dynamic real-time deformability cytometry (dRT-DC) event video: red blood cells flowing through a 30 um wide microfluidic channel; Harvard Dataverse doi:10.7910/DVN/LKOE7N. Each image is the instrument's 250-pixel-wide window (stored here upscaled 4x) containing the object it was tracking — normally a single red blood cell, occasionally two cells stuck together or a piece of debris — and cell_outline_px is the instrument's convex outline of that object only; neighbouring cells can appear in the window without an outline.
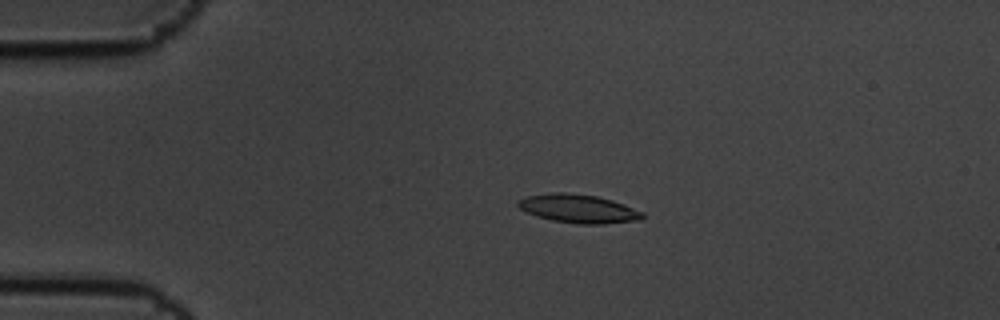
{"species": "common noctule bat (a hibernating species)", "species_latin": "Nyctalus noctula", "temperature_condition": "cold", "stored_images_in_passage": 10, "camera_frame_rate_fps": 3000, "um_per_image_px": 0.085, "animal": {"sex": "male", "body_mass_g": 19.5, "forearm_length_mm": 54.6}, "frame": {"image": 1, "passage_image": 4, "time_ms": 1.0, "image_size_px": [1000, 320], "cell_outline_px": [[644, 216], [640, 220], [604, 224], [576, 224], [552, 220], [536, 216], [524, 212], [516, 204], [516, 200], [524, 196], [552, 192], [564, 192], [596, 196], [612, 200], [624, 204], [644, 212]], "centroid_in_image_um": [49.12, 17.73], "position_along_channel_um": 35.9, "area_um2": 20.98}}
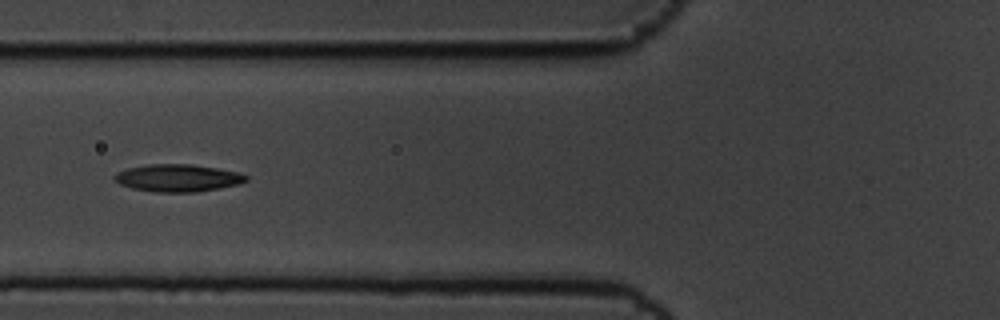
{"frame": {"image": 2, "passage_image": 7, "time_ms": 2.0, "image_size_px": [1000, 320], "cell_outline_px": [[248, 180], [240, 184], [196, 192], [156, 192], [132, 188], [120, 184], [112, 180], [112, 176], [116, 172], [128, 168], [148, 164], [192, 164], [216, 168], [236, 172], [248, 176]], "centroid_in_image_um": [15.07, 15.12], "position_along_channel_um": 110.7, "area_um2": 21.04}}
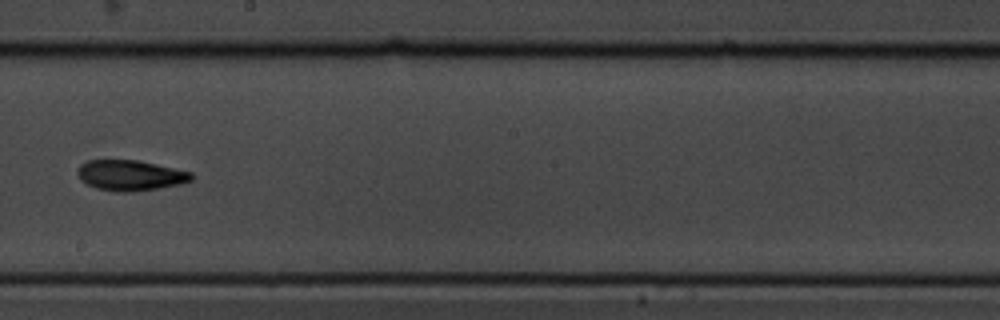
{"frame": {"image": 3, "passage_image": 10, "time_ms": 3.0, "image_size_px": [1000, 320], "cell_outline_px": [[192, 180], [180, 184], [132, 192], [116, 192], [96, 188], [80, 180], [76, 172], [80, 164], [88, 160], [136, 160], [156, 164], [192, 172]], "centroid_in_image_um": [11.04, 14.9], "position_along_channel_um": 237.2, "area_um2": 20.17}}